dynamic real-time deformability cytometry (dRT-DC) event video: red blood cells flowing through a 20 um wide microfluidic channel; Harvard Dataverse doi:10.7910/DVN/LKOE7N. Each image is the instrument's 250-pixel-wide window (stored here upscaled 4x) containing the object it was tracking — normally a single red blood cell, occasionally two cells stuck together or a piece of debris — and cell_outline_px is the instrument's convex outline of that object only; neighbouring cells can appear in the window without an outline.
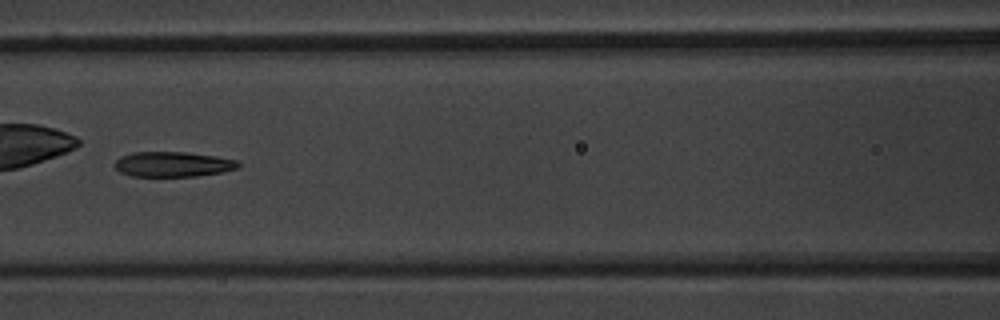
{"species": "common noctule bat (a hibernating species)", "species_latin": "Nyctalus noctula", "temperature_condition": "warm", "stored_images_in_passage": 21, "camera_frame_rate_fps": 3000, "um_per_image_px": 0.085, "animal": {"sex": "male", "body_mass_g": 20.1, "forearm_length_mm": 53.5}, "frame": {"image": 1, "passage_image": 7, "time_ms": 2.0, "image_size_px": [1000, 320], "cell_outline_px": [[240, 164], [236, 168], [224, 172], [196, 176], [132, 176], [120, 172], [112, 164], [120, 156], [132, 152], [184, 152], [216, 156], [236, 160]], "centroid_in_image_um": [14.66, 13.96], "position_along_channel_um": 151.9, "area_um2": 18.09}}
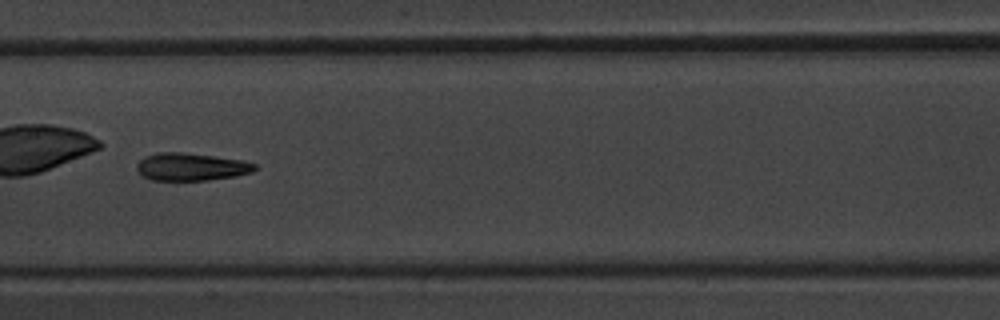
{"frame": {"image": 2, "passage_image": 10, "time_ms": 3.0, "image_size_px": [1000, 320], "cell_outline_px": [[256, 168], [252, 172], [236, 176], [208, 180], [152, 180], [144, 176], [136, 168], [136, 164], [144, 156], [156, 152], [184, 152], [240, 160], [256, 164]], "centroid_in_image_um": [16.22, 14.17], "position_along_channel_um": 191.2, "area_um2": 18.9}}